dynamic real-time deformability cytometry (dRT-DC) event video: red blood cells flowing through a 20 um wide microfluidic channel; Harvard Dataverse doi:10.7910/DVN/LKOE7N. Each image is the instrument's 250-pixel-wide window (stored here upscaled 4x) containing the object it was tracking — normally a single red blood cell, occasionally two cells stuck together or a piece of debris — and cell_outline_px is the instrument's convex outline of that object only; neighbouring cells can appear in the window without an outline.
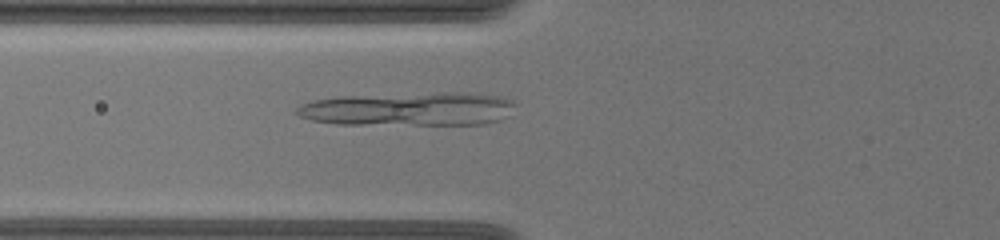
{"species": "common noctule bat (a hibernating species)", "species_latin": "Nyctalus noctula", "temperature_condition": "warm", "stored_images_in_passage": 41, "camera_frame_rate_fps": 3000, "um_per_image_px": 0.085, "animal": {"sex": "female", "body_mass_g": 19.5, "forearm_length_mm": 54.1}, "frame": {"image": 1, "passage_image": 6, "time_ms": 1.667, "image_size_px": [1000, 240], "cell_outline_px": [[516, 104], [508, 116], [500, 120], [484, 124], [336, 124], [312, 120], [300, 116], [296, 112], [296, 108], [300, 104], [312, 100], [340, 96], [444, 92], [464, 92], [500, 96], [512, 100]], "centroid_in_image_um": [34.75, 9.26], "position_along_channel_um": 91.0, "area_um2": 43.0}}
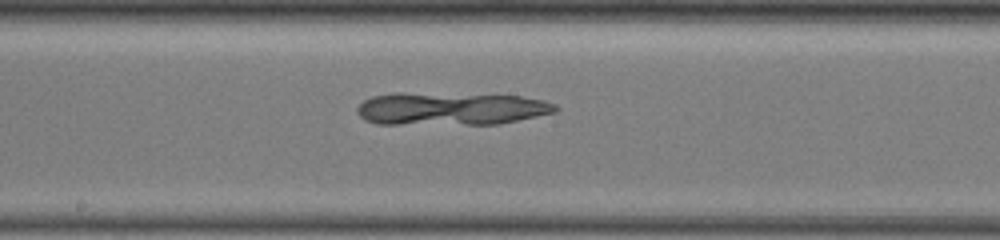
{"frame": {"image": 2, "passage_image": 16, "time_ms": 5.0, "image_size_px": [1000, 240], "cell_outline_px": [[560, 108], [556, 112], [500, 124], [376, 124], [364, 120], [356, 112], [356, 108], [364, 100], [372, 96], [396, 92], [404, 92], [520, 96], [544, 100], [556, 104]], "centroid_in_image_um": [38.3, 9.24], "position_along_channel_um": 209.9, "area_um2": 38.32}}
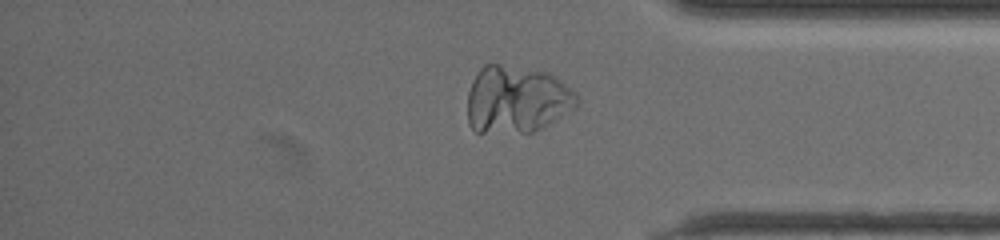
{"frame": {"image": 3, "passage_image": 32, "time_ms": 10.333, "image_size_px": [1000, 240], "cell_outline_px": [[580, 100], [576, 108], [540, 128], [532, 132], [476, 132], [468, 124], [468, 92], [472, 80], [480, 68], [484, 64], [500, 64], [548, 72], [556, 76], [576, 92]], "centroid_in_image_um": [43.93, 8.44], "position_along_channel_um": 391.3, "area_um2": 43.18}}